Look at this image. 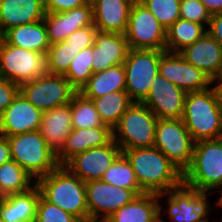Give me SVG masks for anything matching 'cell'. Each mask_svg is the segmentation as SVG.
Listing matches in <instances>:
<instances>
[{
    "label": "cell",
    "mask_w": 222,
    "mask_h": 222,
    "mask_svg": "<svg viewBox=\"0 0 222 222\" xmlns=\"http://www.w3.org/2000/svg\"><path fill=\"white\" fill-rule=\"evenodd\" d=\"M122 153L144 193H166L183 182V173L156 147L126 149Z\"/></svg>",
    "instance_id": "1"
},
{
    "label": "cell",
    "mask_w": 222,
    "mask_h": 222,
    "mask_svg": "<svg viewBox=\"0 0 222 222\" xmlns=\"http://www.w3.org/2000/svg\"><path fill=\"white\" fill-rule=\"evenodd\" d=\"M182 120L195 142L220 138L222 89L211 86L203 91L187 93Z\"/></svg>",
    "instance_id": "2"
},
{
    "label": "cell",
    "mask_w": 222,
    "mask_h": 222,
    "mask_svg": "<svg viewBox=\"0 0 222 222\" xmlns=\"http://www.w3.org/2000/svg\"><path fill=\"white\" fill-rule=\"evenodd\" d=\"M41 195L81 222H89L85 182L64 165L36 180Z\"/></svg>",
    "instance_id": "3"
},
{
    "label": "cell",
    "mask_w": 222,
    "mask_h": 222,
    "mask_svg": "<svg viewBox=\"0 0 222 222\" xmlns=\"http://www.w3.org/2000/svg\"><path fill=\"white\" fill-rule=\"evenodd\" d=\"M183 183L198 191L218 193L222 188V139L195 142L190 166Z\"/></svg>",
    "instance_id": "4"
},
{
    "label": "cell",
    "mask_w": 222,
    "mask_h": 222,
    "mask_svg": "<svg viewBox=\"0 0 222 222\" xmlns=\"http://www.w3.org/2000/svg\"><path fill=\"white\" fill-rule=\"evenodd\" d=\"M208 191H198L187 186L183 182L167 191L158 194L159 201V222H166L162 219L163 212L166 213L171 222H208L212 204L210 203ZM166 197V198H164ZM166 202L167 208L161 204V199ZM166 199V200H165ZM163 211V212H162Z\"/></svg>",
    "instance_id": "5"
},
{
    "label": "cell",
    "mask_w": 222,
    "mask_h": 222,
    "mask_svg": "<svg viewBox=\"0 0 222 222\" xmlns=\"http://www.w3.org/2000/svg\"><path fill=\"white\" fill-rule=\"evenodd\" d=\"M11 158L37 180L55 170L56 154L46 144L39 130L7 136Z\"/></svg>",
    "instance_id": "6"
},
{
    "label": "cell",
    "mask_w": 222,
    "mask_h": 222,
    "mask_svg": "<svg viewBox=\"0 0 222 222\" xmlns=\"http://www.w3.org/2000/svg\"><path fill=\"white\" fill-rule=\"evenodd\" d=\"M157 116L142 102H133L113 128V140L120 149L154 147Z\"/></svg>",
    "instance_id": "7"
},
{
    "label": "cell",
    "mask_w": 222,
    "mask_h": 222,
    "mask_svg": "<svg viewBox=\"0 0 222 222\" xmlns=\"http://www.w3.org/2000/svg\"><path fill=\"white\" fill-rule=\"evenodd\" d=\"M166 50L130 49L124 61L126 88L133 102H142L158 74L159 61Z\"/></svg>",
    "instance_id": "8"
},
{
    "label": "cell",
    "mask_w": 222,
    "mask_h": 222,
    "mask_svg": "<svg viewBox=\"0 0 222 222\" xmlns=\"http://www.w3.org/2000/svg\"><path fill=\"white\" fill-rule=\"evenodd\" d=\"M195 141L180 119H158L154 147L158 148L182 173L190 166Z\"/></svg>",
    "instance_id": "9"
},
{
    "label": "cell",
    "mask_w": 222,
    "mask_h": 222,
    "mask_svg": "<svg viewBox=\"0 0 222 222\" xmlns=\"http://www.w3.org/2000/svg\"><path fill=\"white\" fill-rule=\"evenodd\" d=\"M19 87L20 93L42 112L69 104L78 92L64 75L49 73Z\"/></svg>",
    "instance_id": "10"
},
{
    "label": "cell",
    "mask_w": 222,
    "mask_h": 222,
    "mask_svg": "<svg viewBox=\"0 0 222 222\" xmlns=\"http://www.w3.org/2000/svg\"><path fill=\"white\" fill-rule=\"evenodd\" d=\"M46 54L8 44H0V78L19 85L46 74Z\"/></svg>",
    "instance_id": "11"
},
{
    "label": "cell",
    "mask_w": 222,
    "mask_h": 222,
    "mask_svg": "<svg viewBox=\"0 0 222 222\" xmlns=\"http://www.w3.org/2000/svg\"><path fill=\"white\" fill-rule=\"evenodd\" d=\"M124 35L130 49L165 50V27L138 0L131 5Z\"/></svg>",
    "instance_id": "12"
},
{
    "label": "cell",
    "mask_w": 222,
    "mask_h": 222,
    "mask_svg": "<svg viewBox=\"0 0 222 222\" xmlns=\"http://www.w3.org/2000/svg\"><path fill=\"white\" fill-rule=\"evenodd\" d=\"M89 222H104L137 195L130 189L115 187L102 180L85 182Z\"/></svg>",
    "instance_id": "13"
},
{
    "label": "cell",
    "mask_w": 222,
    "mask_h": 222,
    "mask_svg": "<svg viewBox=\"0 0 222 222\" xmlns=\"http://www.w3.org/2000/svg\"><path fill=\"white\" fill-rule=\"evenodd\" d=\"M158 73L186 93L203 91L213 85L201 69L187 62L180 53L166 51L160 58Z\"/></svg>",
    "instance_id": "14"
},
{
    "label": "cell",
    "mask_w": 222,
    "mask_h": 222,
    "mask_svg": "<svg viewBox=\"0 0 222 222\" xmlns=\"http://www.w3.org/2000/svg\"><path fill=\"white\" fill-rule=\"evenodd\" d=\"M186 92L159 73L142 101L158 119H180L184 114Z\"/></svg>",
    "instance_id": "15"
},
{
    "label": "cell",
    "mask_w": 222,
    "mask_h": 222,
    "mask_svg": "<svg viewBox=\"0 0 222 222\" xmlns=\"http://www.w3.org/2000/svg\"><path fill=\"white\" fill-rule=\"evenodd\" d=\"M122 153L112 140L109 144L91 148L71 158L64 166L83 182L101 180L106 170Z\"/></svg>",
    "instance_id": "16"
},
{
    "label": "cell",
    "mask_w": 222,
    "mask_h": 222,
    "mask_svg": "<svg viewBox=\"0 0 222 222\" xmlns=\"http://www.w3.org/2000/svg\"><path fill=\"white\" fill-rule=\"evenodd\" d=\"M42 113L19 93L0 116V134L7 137L39 130Z\"/></svg>",
    "instance_id": "17"
},
{
    "label": "cell",
    "mask_w": 222,
    "mask_h": 222,
    "mask_svg": "<svg viewBox=\"0 0 222 222\" xmlns=\"http://www.w3.org/2000/svg\"><path fill=\"white\" fill-rule=\"evenodd\" d=\"M50 45L64 41L75 30L93 24V6L84 4L80 7L58 12L47 13L43 19Z\"/></svg>",
    "instance_id": "18"
},
{
    "label": "cell",
    "mask_w": 222,
    "mask_h": 222,
    "mask_svg": "<svg viewBox=\"0 0 222 222\" xmlns=\"http://www.w3.org/2000/svg\"><path fill=\"white\" fill-rule=\"evenodd\" d=\"M128 50L124 34L97 31L93 44V73L123 64Z\"/></svg>",
    "instance_id": "19"
},
{
    "label": "cell",
    "mask_w": 222,
    "mask_h": 222,
    "mask_svg": "<svg viewBox=\"0 0 222 222\" xmlns=\"http://www.w3.org/2000/svg\"><path fill=\"white\" fill-rule=\"evenodd\" d=\"M113 140L110 126L76 129L70 131L63 149L56 155L59 165H65L71 158L91 148L102 147Z\"/></svg>",
    "instance_id": "20"
},
{
    "label": "cell",
    "mask_w": 222,
    "mask_h": 222,
    "mask_svg": "<svg viewBox=\"0 0 222 222\" xmlns=\"http://www.w3.org/2000/svg\"><path fill=\"white\" fill-rule=\"evenodd\" d=\"M72 129L71 102L43 111L39 132L56 155L63 149Z\"/></svg>",
    "instance_id": "21"
},
{
    "label": "cell",
    "mask_w": 222,
    "mask_h": 222,
    "mask_svg": "<svg viewBox=\"0 0 222 222\" xmlns=\"http://www.w3.org/2000/svg\"><path fill=\"white\" fill-rule=\"evenodd\" d=\"M179 53L211 80L216 77L222 60V46L208 32Z\"/></svg>",
    "instance_id": "22"
},
{
    "label": "cell",
    "mask_w": 222,
    "mask_h": 222,
    "mask_svg": "<svg viewBox=\"0 0 222 222\" xmlns=\"http://www.w3.org/2000/svg\"><path fill=\"white\" fill-rule=\"evenodd\" d=\"M135 0H98L93 5V24L97 31L124 34Z\"/></svg>",
    "instance_id": "23"
},
{
    "label": "cell",
    "mask_w": 222,
    "mask_h": 222,
    "mask_svg": "<svg viewBox=\"0 0 222 222\" xmlns=\"http://www.w3.org/2000/svg\"><path fill=\"white\" fill-rule=\"evenodd\" d=\"M44 0H1L0 26L7 30L31 24L45 18Z\"/></svg>",
    "instance_id": "24"
},
{
    "label": "cell",
    "mask_w": 222,
    "mask_h": 222,
    "mask_svg": "<svg viewBox=\"0 0 222 222\" xmlns=\"http://www.w3.org/2000/svg\"><path fill=\"white\" fill-rule=\"evenodd\" d=\"M41 193L37 186L31 190L0 197V216L4 222H35Z\"/></svg>",
    "instance_id": "25"
},
{
    "label": "cell",
    "mask_w": 222,
    "mask_h": 222,
    "mask_svg": "<svg viewBox=\"0 0 222 222\" xmlns=\"http://www.w3.org/2000/svg\"><path fill=\"white\" fill-rule=\"evenodd\" d=\"M104 222H159L158 194L144 193L136 196Z\"/></svg>",
    "instance_id": "26"
},
{
    "label": "cell",
    "mask_w": 222,
    "mask_h": 222,
    "mask_svg": "<svg viewBox=\"0 0 222 222\" xmlns=\"http://www.w3.org/2000/svg\"><path fill=\"white\" fill-rule=\"evenodd\" d=\"M4 40L13 46L46 54L50 43L44 20L7 30Z\"/></svg>",
    "instance_id": "27"
},
{
    "label": "cell",
    "mask_w": 222,
    "mask_h": 222,
    "mask_svg": "<svg viewBox=\"0 0 222 222\" xmlns=\"http://www.w3.org/2000/svg\"><path fill=\"white\" fill-rule=\"evenodd\" d=\"M126 74L124 64L93 73L88 82L81 88L85 98H100L112 92L125 90Z\"/></svg>",
    "instance_id": "28"
},
{
    "label": "cell",
    "mask_w": 222,
    "mask_h": 222,
    "mask_svg": "<svg viewBox=\"0 0 222 222\" xmlns=\"http://www.w3.org/2000/svg\"><path fill=\"white\" fill-rule=\"evenodd\" d=\"M36 186V180L16 161L0 165V197L25 193Z\"/></svg>",
    "instance_id": "29"
},
{
    "label": "cell",
    "mask_w": 222,
    "mask_h": 222,
    "mask_svg": "<svg viewBox=\"0 0 222 222\" xmlns=\"http://www.w3.org/2000/svg\"><path fill=\"white\" fill-rule=\"evenodd\" d=\"M207 32L203 25L179 18L166 29L165 50L179 53L185 47L192 45Z\"/></svg>",
    "instance_id": "30"
},
{
    "label": "cell",
    "mask_w": 222,
    "mask_h": 222,
    "mask_svg": "<svg viewBox=\"0 0 222 222\" xmlns=\"http://www.w3.org/2000/svg\"><path fill=\"white\" fill-rule=\"evenodd\" d=\"M92 100L101 121L112 129L119 123L122 115L133 103L125 90L109 93L100 98H87Z\"/></svg>",
    "instance_id": "31"
},
{
    "label": "cell",
    "mask_w": 222,
    "mask_h": 222,
    "mask_svg": "<svg viewBox=\"0 0 222 222\" xmlns=\"http://www.w3.org/2000/svg\"><path fill=\"white\" fill-rule=\"evenodd\" d=\"M101 180L115 187L130 189L137 196L144 194L139 186L130 162L123 153H121L110 165Z\"/></svg>",
    "instance_id": "32"
},
{
    "label": "cell",
    "mask_w": 222,
    "mask_h": 222,
    "mask_svg": "<svg viewBox=\"0 0 222 222\" xmlns=\"http://www.w3.org/2000/svg\"><path fill=\"white\" fill-rule=\"evenodd\" d=\"M72 127L76 129L94 128L105 125L92 102L77 92L71 101Z\"/></svg>",
    "instance_id": "33"
},
{
    "label": "cell",
    "mask_w": 222,
    "mask_h": 222,
    "mask_svg": "<svg viewBox=\"0 0 222 222\" xmlns=\"http://www.w3.org/2000/svg\"><path fill=\"white\" fill-rule=\"evenodd\" d=\"M92 58L93 46H90L76 54L68 71L64 74L78 92L93 74Z\"/></svg>",
    "instance_id": "34"
},
{
    "label": "cell",
    "mask_w": 222,
    "mask_h": 222,
    "mask_svg": "<svg viewBox=\"0 0 222 222\" xmlns=\"http://www.w3.org/2000/svg\"><path fill=\"white\" fill-rule=\"evenodd\" d=\"M78 52L61 41L49 46L46 53V70L49 74L64 75Z\"/></svg>",
    "instance_id": "35"
},
{
    "label": "cell",
    "mask_w": 222,
    "mask_h": 222,
    "mask_svg": "<svg viewBox=\"0 0 222 222\" xmlns=\"http://www.w3.org/2000/svg\"><path fill=\"white\" fill-rule=\"evenodd\" d=\"M157 18L159 23L169 28L180 18L181 0H138Z\"/></svg>",
    "instance_id": "36"
},
{
    "label": "cell",
    "mask_w": 222,
    "mask_h": 222,
    "mask_svg": "<svg viewBox=\"0 0 222 222\" xmlns=\"http://www.w3.org/2000/svg\"><path fill=\"white\" fill-rule=\"evenodd\" d=\"M35 222H81L74 215L39 197Z\"/></svg>",
    "instance_id": "37"
},
{
    "label": "cell",
    "mask_w": 222,
    "mask_h": 222,
    "mask_svg": "<svg viewBox=\"0 0 222 222\" xmlns=\"http://www.w3.org/2000/svg\"><path fill=\"white\" fill-rule=\"evenodd\" d=\"M180 18L208 28L211 14L200 0H181Z\"/></svg>",
    "instance_id": "38"
},
{
    "label": "cell",
    "mask_w": 222,
    "mask_h": 222,
    "mask_svg": "<svg viewBox=\"0 0 222 222\" xmlns=\"http://www.w3.org/2000/svg\"><path fill=\"white\" fill-rule=\"evenodd\" d=\"M96 32L97 29L95 26H86L84 28L75 30L66 39H64V42H67V46L79 53L85 48L93 46Z\"/></svg>",
    "instance_id": "39"
},
{
    "label": "cell",
    "mask_w": 222,
    "mask_h": 222,
    "mask_svg": "<svg viewBox=\"0 0 222 222\" xmlns=\"http://www.w3.org/2000/svg\"><path fill=\"white\" fill-rule=\"evenodd\" d=\"M19 93L18 83L0 78V116Z\"/></svg>",
    "instance_id": "40"
},
{
    "label": "cell",
    "mask_w": 222,
    "mask_h": 222,
    "mask_svg": "<svg viewBox=\"0 0 222 222\" xmlns=\"http://www.w3.org/2000/svg\"><path fill=\"white\" fill-rule=\"evenodd\" d=\"M84 0H44L47 13H58L84 5Z\"/></svg>",
    "instance_id": "41"
},
{
    "label": "cell",
    "mask_w": 222,
    "mask_h": 222,
    "mask_svg": "<svg viewBox=\"0 0 222 222\" xmlns=\"http://www.w3.org/2000/svg\"><path fill=\"white\" fill-rule=\"evenodd\" d=\"M207 32L222 46V12L211 15Z\"/></svg>",
    "instance_id": "42"
},
{
    "label": "cell",
    "mask_w": 222,
    "mask_h": 222,
    "mask_svg": "<svg viewBox=\"0 0 222 222\" xmlns=\"http://www.w3.org/2000/svg\"><path fill=\"white\" fill-rule=\"evenodd\" d=\"M12 160L10 145L6 136L0 134V165Z\"/></svg>",
    "instance_id": "43"
},
{
    "label": "cell",
    "mask_w": 222,
    "mask_h": 222,
    "mask_svg": "<svg viewBox=\"0 0 222 222\" xmlns=\"http://www.w3.org/2000/svg\"><path fill=\"white\" fill-rule=\"evenodd\" d=\"M210 14L220 13L222 12V0H200Z\"/></svg>",
    "instance_id": "44"
},
{
    "label": "cell",
    "mask_w": 222,
    "mask_h": 222,
    "mask_svg": "<svg viewBox=\"0 0 222 222\" xmlns=\"http://www.w3.org/2000/svg\"><path fill=\"white\" fill-rule=\"evenodd\" d=\"M215 83V84H214ZM212 84L222 89V60L216 77L212 80Z\"/></svg>",
    "instance_id": "45"
},
{
    "label": "cell",
    "mask_w": 222,
    "mask_h": 222,
    "mask_svg": "<svg viewBox=\"0 0 222 222\" xmlns=\"http://www.w3.org/2000/svg\"><path fill=\"white\" fill-rule=\"evenodd\" d=\"M98 0H84L85 4L93 6Z\"/></svg>",
    "instance_id": "46"
},
{
    "label": "cell",
    "mask_w": 222,
    "mask_h": 222,
    "mask_svg": "<svg viewBox=\"0 0 222 222\" xmlns=\"http://www.w3.org/2000/svg\"><path fill=\"white\" fill-rule=\"evenodd\" d=\"M218 193L220 196L218 197L216 203H222V188L218 191Z\"/></svg>",
    "instance_id": "47"
},
{
    "label": "cell",
    "mask_w": 222,
    "mask_h": 222,
    "mask_svg": "<svg viewBox=\"0 0 222 222\" xmlns=\"http://www.w3.org/2000/svg\"><path fill=\"white\" fill-rule=\"evenodd\" d=\"M4 41V32L2 31L1 29V26H0V44Z\"/></svg>",
    "instance_id": "48"
},
{
    "label": "cell",
    "mask_w": 222,
    "mask_h": 222,
    "mask_svg": "<svg viewBox=\"0 0 222 222\" xmlns=\"http://www.w3.org/2000/svg\"><path fill=\"white\" fill-rule=\"evenodd\" d=\"M215 204V208H216V206H217V209L220 207V208H222V203H214ZM222 222V221H221Z\"/></svg>",
    "instance_id": "49"
}]
</instances>
